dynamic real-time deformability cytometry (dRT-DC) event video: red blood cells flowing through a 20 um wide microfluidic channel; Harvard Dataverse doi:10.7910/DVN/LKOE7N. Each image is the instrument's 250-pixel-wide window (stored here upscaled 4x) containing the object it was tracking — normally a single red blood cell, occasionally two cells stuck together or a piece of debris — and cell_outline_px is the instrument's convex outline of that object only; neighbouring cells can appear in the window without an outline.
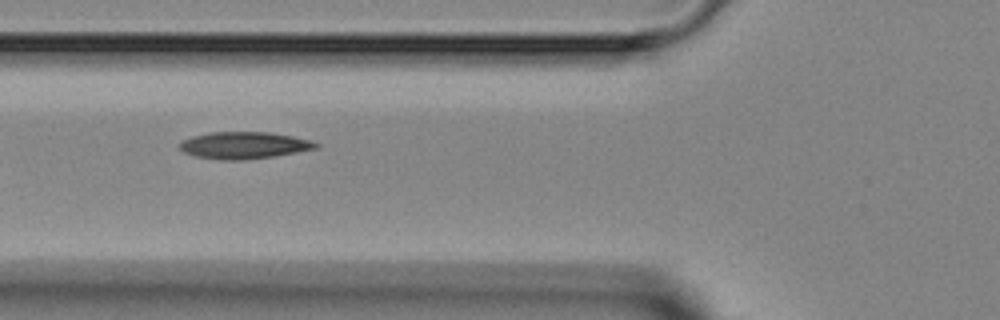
{"species": "Egyptian fruit bat (a non-hibernating species)", "species_latin": "Rousettus aegyptiacus", "temperature_condition": "room temperature", "stored_images_in_passage": 7, "camera_frame_rate_fps": 3000, "um_per_image_px": 0.085, "animal": {"sex": "female"}, "frame": {"image": 1, "passage_image": 5, "time_ms": 4.667, "image_size_px": [1000, 320], "cell_outline_px": [[320, 144], [316, 148], [296, 152], [272, 156], [244, 160], [220, 160], [196, 156], [184, 152], [176, 144], [192, 136], [208, 132], [268, 132], [292, 136], [308, 140]], "centroid_in_image_um": [20.68, 12.35], "position_along_channel_um": 105.1, "area_um2": 21.21}}
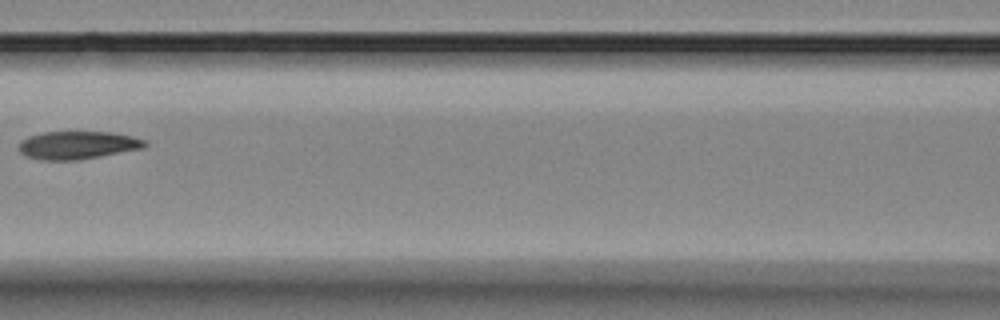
{"frame": {"image": 2, "passage_image": 6, "time_ms": 6.0, "image_size_px": [1000, 320], "cell_outline_px": [[148, 144], [144, 148], [100, 156], [76, 160], [44, 160], [24, 156], [20, 152], [20, 140], [28, 136], [44, 132], [112, 132], [132, 136], [148, 140]], "centroid_in_image_um": [6.62, 12.33], "position_along_channel_um": 160.0, "area_um2": 20.58}}
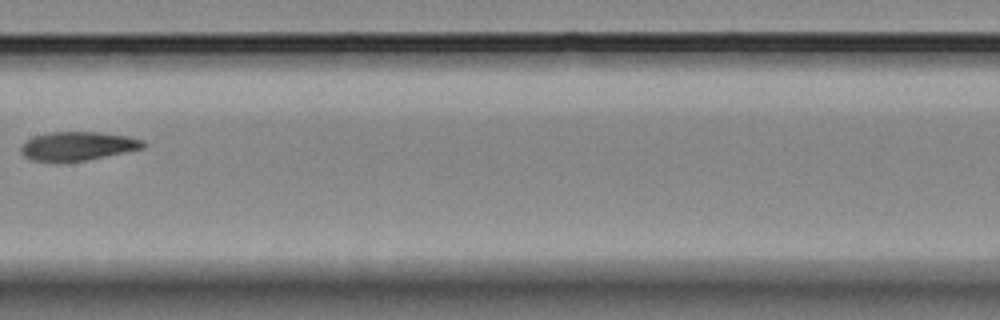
{"frame": {"image": 3, "passage_image": 7, "time_ms": 7.0, "image_size_px": [1000, 320], "cell_outline_px": [[148, 144], [144, 148], [88, 160], [32, 160], [24, 156], [20, 152], [20, 144], [32, 136], [48, 132], [100, 132], [128, 136], [144, 140]], "centroid_in_image_um": [6.62, 12.39], "position_along_channel_um": 200.8, "area_um2": 20.46}}